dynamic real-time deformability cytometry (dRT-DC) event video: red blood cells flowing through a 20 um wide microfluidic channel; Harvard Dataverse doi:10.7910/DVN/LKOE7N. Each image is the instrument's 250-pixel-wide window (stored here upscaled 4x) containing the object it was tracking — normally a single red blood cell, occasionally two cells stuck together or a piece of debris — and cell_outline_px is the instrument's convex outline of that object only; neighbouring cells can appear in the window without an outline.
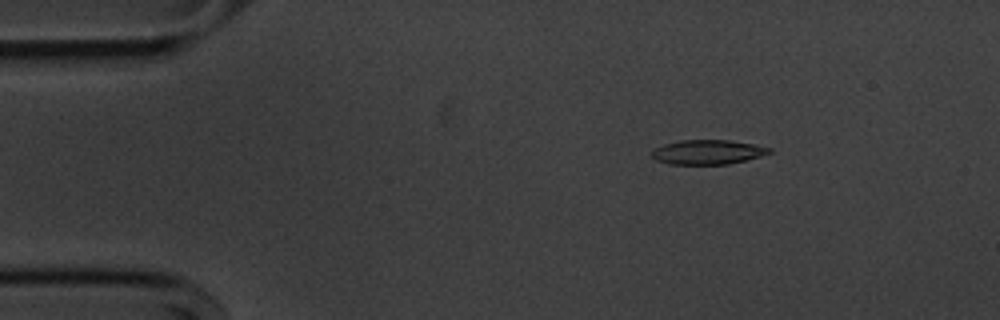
{"species": "common noctule bat (a hibernating species)", "species_latin": "Nyctalus noctula", "temperature_condition": "cold", "stored_images_in_passage": 54, "camera_frame_rate_fps": 3000, "um_per_image_px": 0.085, "animal": {"sex": "male", "body_mass_g": 20.1, "forearm_length_mm": 53.5}, "frame": {"image": 1, "passage_image": 8, "time_ms": 2.333, "image_size_px": [1000, 320], "cell_outline_px": [[772, 152], [760, 156], [728, 164], [668, 164], [656, 160], [652, 156], [652, 152], [656, 148], [664, 144], [680, 140], [732, 140], [772, 148]], "centroid_in_image_um": [60.15, 12.92], "position_along_channel_um": 24.8, "area_um2": 16.65}}
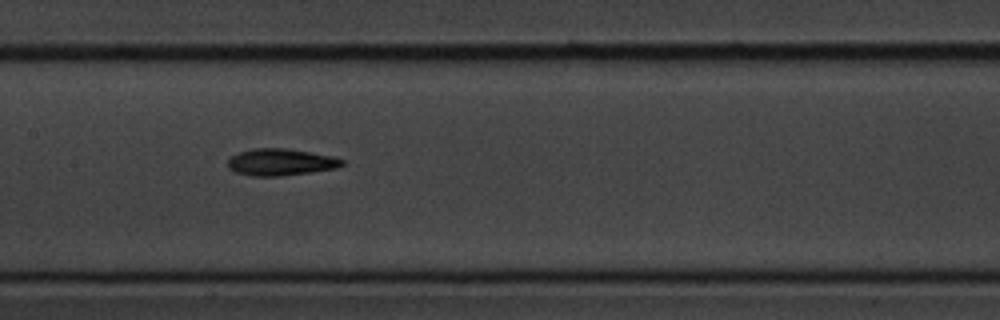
{"frame": {"image": 2, "passage_image": 26, "time_ms": 8.333, "image_size_px": [1000, 320], "cell_outline_px": [[344, 164], [336, 168], [312, 172], [280, 176], [252, 176], [236, 172], [228, 168], [228, 160], [232, 156], [240, 152], [252, 148], [288, 148], [332, 156], [344, 160]], "centroid_in_image_um": [23.86, 13.78], "position_along_channel_um": 183.5, "area_um2": 17.86}}
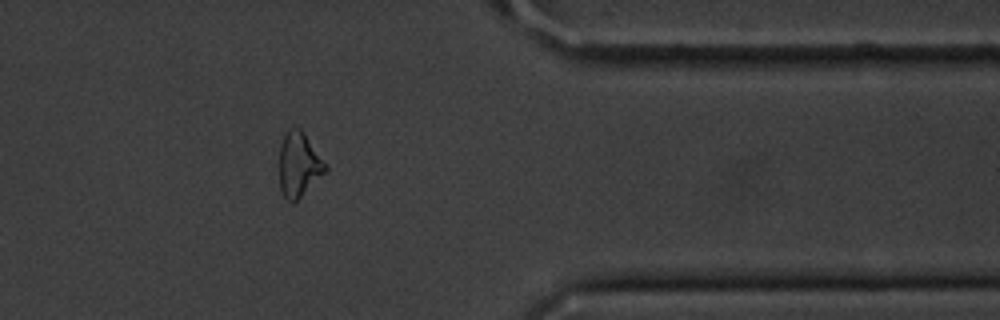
{"frame": {"image": 3, "passage_image": 44, "time_ms": 14.333, "image_size_px": [1000, 320], "cell_outline_px": [[328, 168], [296, 200], [288, 200], [284, 196], [280, 188], [280, 144], [284, 136], [292, 128], [300, 128], [304, 132], [328, 164]], "centroid_in_image_um": [25.42, 13.94], "position_along_channel_um": 386.0, "area_um2": 16.88}, "authors_computed_cell_mechanics": {"area_um2": 17.4267, "velocity_mm_per_s": 3.657, "shape_relaxation_time_tau1_ms": 4.086, "shape_relaxation_time_tau2_ms": 8.1892, "deformation_change_tau1": 0.1284, "deformation_change_tau2": 0.2051}}